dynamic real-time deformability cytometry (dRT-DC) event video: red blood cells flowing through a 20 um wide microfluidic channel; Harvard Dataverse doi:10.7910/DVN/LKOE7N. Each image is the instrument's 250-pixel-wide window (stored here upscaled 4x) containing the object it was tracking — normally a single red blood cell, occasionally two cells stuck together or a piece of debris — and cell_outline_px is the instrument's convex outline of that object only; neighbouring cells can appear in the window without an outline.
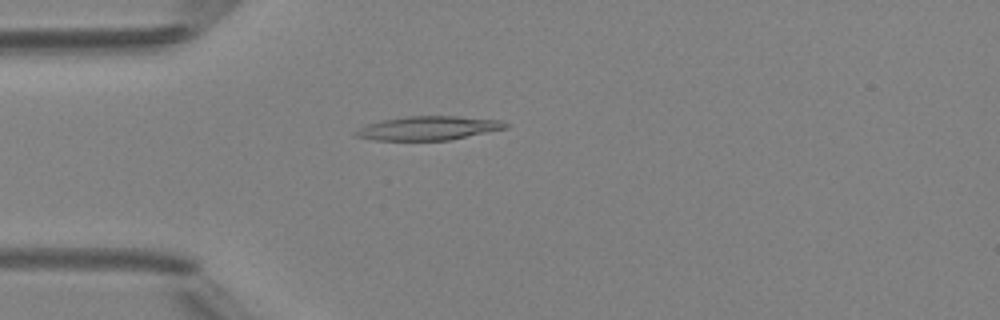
{"species": "Egyptian fruit bat (a non-hibernating species)", "species_latin": "Rousettus aegyptiacus", "temperature_condition": "room temperature", "stored_images_in_passage": 48, "camera_frame_rate_fps": 3000, "um_per_image_px": 0.085, "animal": {"sex": "female"}, "frame": {"image": 1, "passage_image": 13, "time_ms": 4.0, "image_size_px": [1000, 320], "cell_outline_px": [[508, 128], [452, 140], [376, 140], [356, 136], [352, 132], [368, 124], [380, 120], [408, 116], [456, 116], [500, 120], [508, 124]], "centroid_in_image_um": [36.44, 10.89], "position_along_channel_um": 48.6, "area_um2": 20.87}}
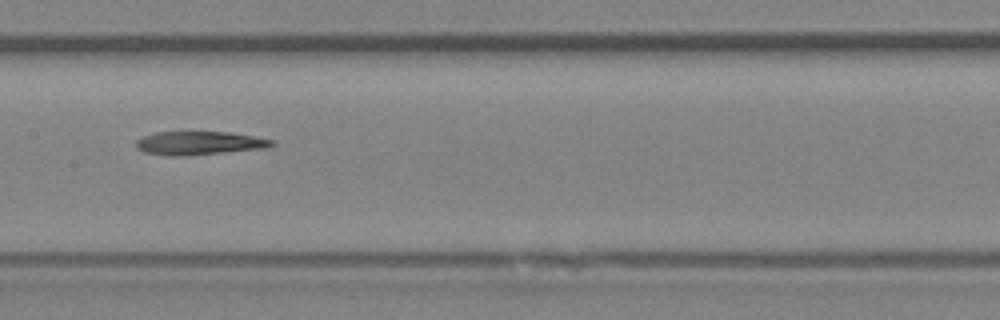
{"frame": {"image": 2, "passage_image": 24, "time_ms": 7.667, "image_size_px": [1000, 320], "cell_outline_px": [[276, 144], [268, 148], [184, 156], [172, 156], [144, 152], [136, 148], [136, 140], [144, 136], [156, 132], [228, 132], [276, 140]], "centroid_in_image_um": [16.97, 12.17], "position_along_channel_um": 190.4, "area_um2": 18.61}}
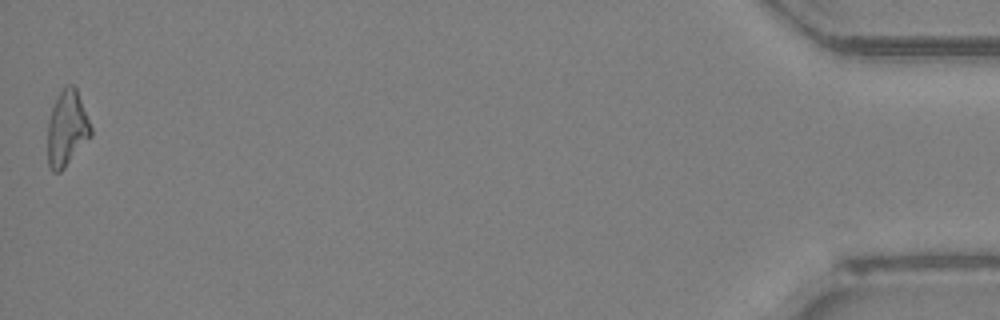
{"frame": {"image": 3, "passage_image": 48, "time_ms": 15.667, "image_size_px": [1000, 320], "cell_outline_px": [[92, 136], [64, 168], [60, 172], [52, 172], [48, 168], [48, 120], [52, 108], [60, 92], [68, 84], [72, 84], [76, 88], [92, 128]], "centroid_in_image_um": [5.69, 10.96], "position_along_channel_um": 429.5, "area_um2": 18.96}}